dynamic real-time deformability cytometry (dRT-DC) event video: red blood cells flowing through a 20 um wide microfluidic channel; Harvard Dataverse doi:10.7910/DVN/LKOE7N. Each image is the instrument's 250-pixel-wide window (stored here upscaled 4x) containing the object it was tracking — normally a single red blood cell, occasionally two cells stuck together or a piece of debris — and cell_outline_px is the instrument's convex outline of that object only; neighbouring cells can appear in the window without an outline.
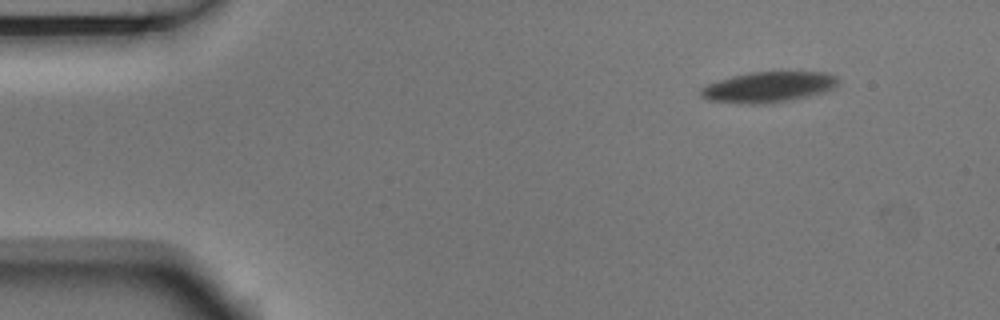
{"species": "Egyptian fruit bat (a non-hibernating species)", "species_latin": "Rousettus aegyptiacus", "temperature_condition": "room temperature", "stored_images_in_passage": 4, "camera_frame_rate_fps": 3000, "um_per_image_px": 0.085, "animal": {"sex": "male"}, "frame": {"image": 1, "passage_image": 1, "time_ms": 0.0, "image_size_px": [1000, 320], "cell_outline_px": [[840, 84], [832, 88], [808, 96], [788, 100], [764, 104], [736, 104], [708, 100], [700, 96], [700, 88], [708, 84], [732, 76], [748, 72], [828, 72], [836, 76], [840, 80]], "centroid_in_image_um": [65.29, 7.4], "position_along_channel_um": 19.7, "area_um2": 24.57}}
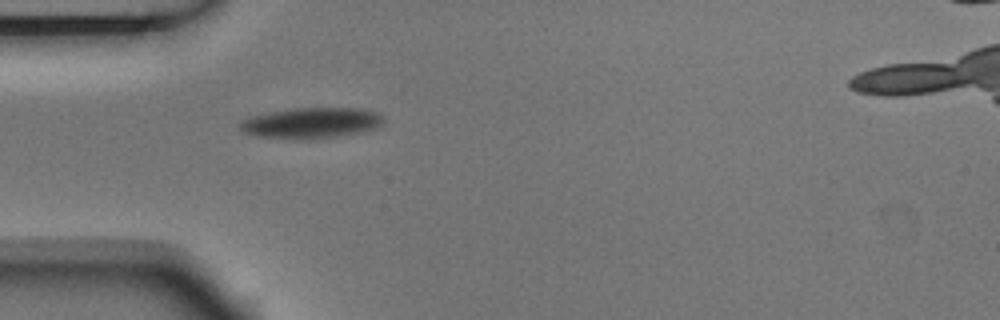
{"frame": {"image": 2, "passage_image": 4, "time_ms": 1.0, "image_size_px": [1000, 320], "cell_outline_px": [[384, 120], [380, 128], [360, 132], [332, 136], [256, 136], [244, 132], [240, 128], [240, 124], [244, 120], [252, 116], [268, 112], [292, 108], [364, 108], [376, 112], [384, 116]], "centroid_in_image_um": [26.56, 10.39], "position_along_channel_um": 58.4, "area_um2": 24.62}}